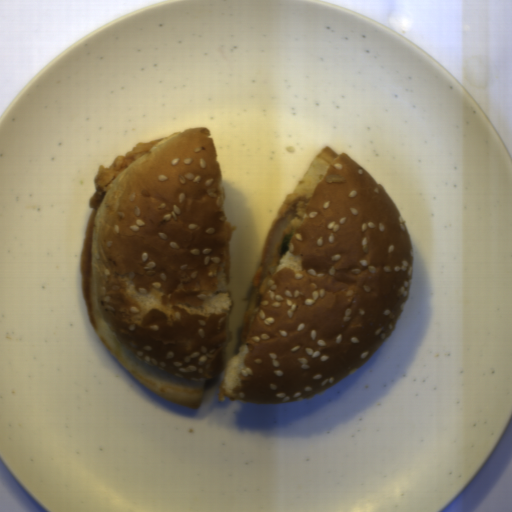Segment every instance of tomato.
Masks as SVG:
<instances>
[{"label": "tomato", "instance_id": "obj_1", "mask_svg": "<svg viewBox=\"0 0 512 512\" xmlns=\"http://www.w3.org/2000/svg\"><path fill=\"white\" fill-rule=\"evenodd\" d=\"M225 368V351L224 349L221 351V353L217 356V358L215 359L211 369H212V372H213V376H217V375H220L222 373V371L224 370Z\"/></svg>", "mask_w": 512, "mask_h": 512}]
</instances>
